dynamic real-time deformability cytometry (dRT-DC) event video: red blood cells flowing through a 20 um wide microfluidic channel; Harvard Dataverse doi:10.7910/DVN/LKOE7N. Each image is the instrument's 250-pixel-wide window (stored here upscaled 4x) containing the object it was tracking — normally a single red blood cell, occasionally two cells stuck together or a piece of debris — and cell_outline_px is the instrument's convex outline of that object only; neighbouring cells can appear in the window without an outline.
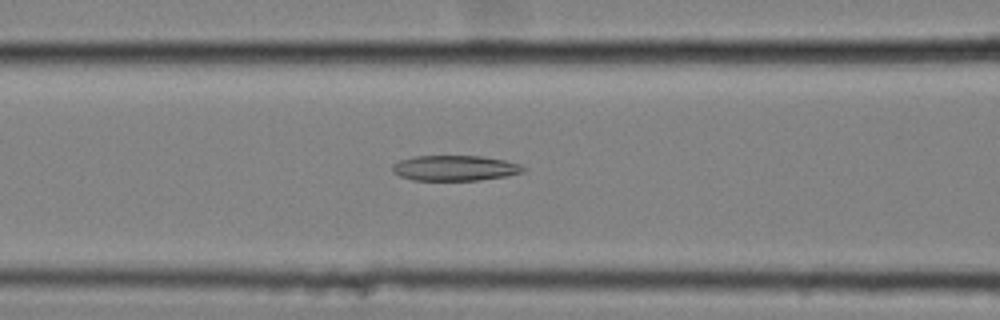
{"species": "common noctule bat (a hibernating species)", "species_latin": "Nyctalus noctula", "temperature_condition": "cold", "stored_images_in_passage": 46, "camera_frame_rate_fps": 3000, "um_per_image_px": 0.085, "animal": {"sex": "female", "body_mass_g": 25.1}, "frame": {"image": 1, "passage_image": 13, "time_ms": 4.0, "image_size_px": [1000, 320], "cell_outline_px": [[528, 168], [524, 172], [508, 176], [480, 180], [412, 180], [400, 176], [392, 172], [392, 164], [400, 160], [416, 156], [480, 156], [504, 160], [520, 164]], "centroid_in_image_um": [38.69, 14.29], "position_along_channel_um": 127.9, "area_um2": 19.48}}
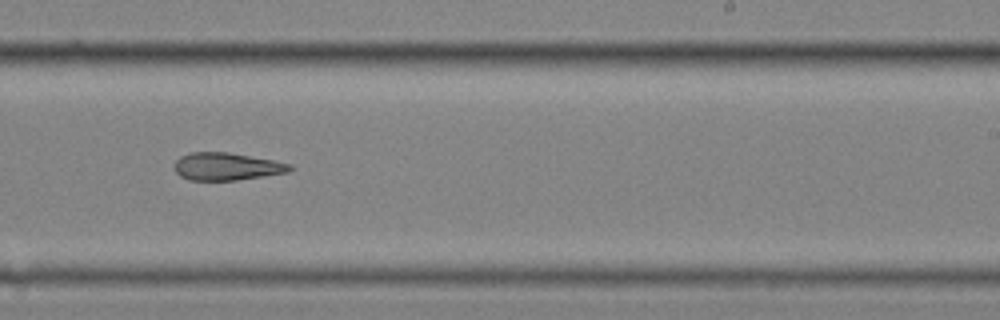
{"frame": {"image": 2, "passage_image": 25, "time_ms": 8.0, "image_size_px": [1000, 320], "cell_outline_px": [[296, 168], [288, 172], [264, 176], [236, 180], [188, 180], [180, 176], [172, 168], [172, 164], [180, 156], [192, 152], [228, 152], [272, 160], [292, 164]], "centroid_in_image_um": [19.24, 14.15], "position_along_channel_um": 269.8, "area_um2": 18.73}}
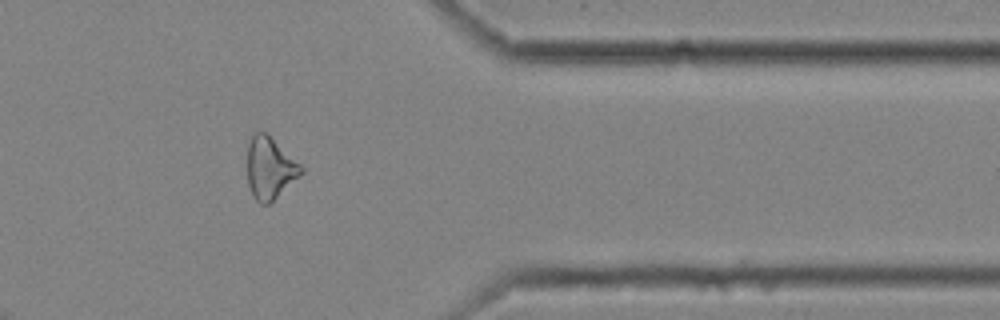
{"frame": {"image": 3, "passage_image": 36, "time_ms": 11.667, "image_size_px": [1000, 320], "cell_outline_px": [[304, 172], [268, 204], [260, 204], [252, 196], [248, 184], [248, 144], [252, 136], [256, 132], [264, 132], [300, 164], [304, 168]], "centroid_in_image_um": [22.92, 14.32], "position_along_channel_um": 388.5, "area_um2": 18.9}, "authors_computed_cell_mechanics": {"area_um2": 19.4786, "velocity_mm_per_s": 3.5504, "shape_relaxation_time_tau1_ms": null, "shape_relaxation_time_tau2_ms": 7.7536, "deformation_change_tau1": null, "deformation_change_tau2": 0.221}}